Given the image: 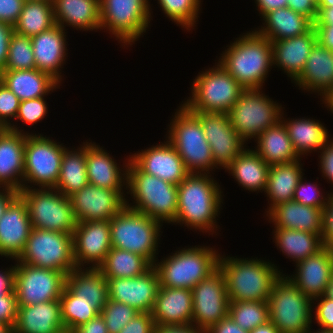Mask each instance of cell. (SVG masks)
I'll list each match as a JSON object with an SVG mask.
<instances>
[{
    "label": "cell",
    "instance_id": "obj_1",
    "mask_svg": "<svg viewBox=\"0 0 333 333\" xmlns=\"http://www.w3.org/2000/svg\"><path fill=\"white\" fill-rule=\"evenodd\" d=\"M215 179L212 174L190 173L177 185V217L172 225L198 230L203 235H218L221 228L217 218L223 210L225 189Z\"/></svg>",
    "mask_w": 333,
    "mask_h": 333
},
{
    "label": "cell",
    "instance_id": "obj_2",
    "mask_svg": "<svg viewBox=\"0 0 333 333\" xmlns=\"http://www.w3.org/2000/svg\"><path fill=\"white\" fill-rule=\"evenodd\" d=\"M226 47L217 62L244 89L263 88L273 68L271 41L251 29Z\"/></svg>",
    "mask_w": 333,
    "mask_h": 333
},
{
    "label": "cell",
    "instance_id": "obj_3",
    "mask_svg": "<svg viewBox=\"0 0 333 333\" xmlns=\"http://www.w3.org/2000/svg\"><path fill=\"white\" fill-rule=\"evenodd\" d=\"M265 259L226 256L221 252L218 267L225 278L229 301H268L274 282L284 271Z\"/></svg>",
    "mask_w": 333,
    "mask_h": 333
},
{
    "label": "cell",
    "instance_id": "obj_4",
    "mask_svg": "<svg viewBox=\"0 0 333 333\" xmlns=\"http://www.w3.org/2000/svg\"><path fill=\"white\" fill-rule=\"evenodd\" d=\"M126 194L127 207L162 224L170 225L177 217L178 186L142 172L131 160Z\"/></svg>",
    "mask_w": 333,
    "mask_h": 333
},
{
    "label": "cell",
    "instance_id": "obj_5",
    "mask_svg": "<svg viewBox=\"0 0 333 333\" xmlns=\"http://www.w3.org/2000/svg\"><path fill=\"white\" fill-rule=\"evenodd\" d=\"M220 254L215 245L178 247L174 253L157 259L153 267L158 273L160 286L192 290L218 268Z\"/></svg>",
    "mask_w": 333,
    "mask_h": 333
},
{
    "label": "cell",
    "instance_id": "obj_6",
    "mask_svg": "<svg viewBox=\"0 0 333 333\" xmlns=\"http://www.w3.org/2000/svg\"><path fill=\"white\" fill-rule=\"evenodd\" d=\"M179 105L164 138L176 149L189 173L213 174L220 168L214 163L201 121L182 103Z\"/></svg>",
    "mask_w": 333,
    "mask_h": 333
},
{
    "label": "cell",
    "instance_id": "obj_7",
    "mask_svg": "<svg viewBox=\"0 0 333 333\" xmlns=\"http://www.w3.org/2000/svg\"><path fill=\"white\" fill-rule=\"evenodd\" d=\"M215 60V65L198 72L190 95L182 104L190 112L228 113L244 88Z\"/></svg>",
    "mask_w": 333,
    "mask_h": 333
},
{
    "label": "cell",
    "instance_id": "obj_8",
    "mask_svg": "<svg viewBox=\"0 0 333 333\" xmlns=\"http://www.w3.org/2000/svg\"><path fill=\"white\" fill-rule=\"evenodd\" d=\"M163 225L126 206L110 219L111 245L140 254L153 265L158 259Z\"/></svg>",
    "mask_w": 333,
    "mask_h": 333
},
{
    "label": "cell",
    "instance_id": "obj_9",
    "mask_svg": "<svg viewBox=\"0 0 333 333\" xmlns=\"http://www.w3.org/2000/svg\"><path fill=\"white\" fill-rule=\"evenodd\" d=\"M151 0H100V31L107 32L123 49L132 47L151 27Z\"/></svg>",
    "mask_w": 333,
    "mask_h": 333
},
{
    "label": "cell",
    "instance_id": "obj_10",
    "mask_svg": "<svg viewBox=\"0 0 333 333\" xmlns=\"http://www.w3.org/2000/svg\"><path fill=\"white\" fill-rule=\"evenodd\" d=\"M281 274L271 289L268 299L269 321L280 333H306L312 323V299L304 295Z\"/></svg>",
    "mask_w": 333,
    "mask_h": 333
},
{
    "label": "cell",
    "instance_id": "obj_11",
    "mask_svg": "<svg viewBox=\"0 0 333 333\" xmlns=\"http://www.w3.org/2000/svg\"><path fill=\"white\" fill-rule=\"evenodd\" d=\"M263 90L245 89L228 112L231 126L247 144L276 125L285 109L282 103L274 101Z\"/></svg>",
    "mask_w": 333,
    "mask_h": 333
},
{
    "label": "cell",
    "instance_id": "obj_12",
    "mask_svg": "<svg viewBox=\"0 0 333 333\" xmlns=\"http://www.w3.org/2000/svg\"><path fill=\"white\" fill-rule=\"evenodd\" d=\"M19 196L26 203L32 228L73 234L77 221L69 197L55 188H24Z\"/></svg>",
    "mask_w": 333,
    "mask_h": 333
},
{
    "label": "cell",
    "instance_id": "obj_13",
    "mask_svg": "<svg viewBox=\"0 0 333 333\" xmlns=\"http://www.w3.org/2000/svg\"><path fill=\"white\" fill-rule=\"evenodd\" d=\"M67 148L50 135L27 134L23 189L54 188L59 179L63 153Z\"/></svg>",
    "mask_w": 333,
    "mask_h": 333
},
{
    "label": "cell",
    "instance_id": "obj_14",
    "mask_svg": "<svg viewBox=\"0 0 333 333\" xmlns=\"http://www.w3.org/2000/svg\"><path fill=\"white\" fill-rule=\"evenodd\" d=\"M17 260L31 266L71 272L76 264L72 234L32 228L24 251Z\"/></svg>",
    "mask_w": 333,
    "mask_h": 333
},
{
    "label": "cell",
    "instance_id": "obj_15",
    "mask_svg": "<svg viewBox=\"0 0 333 333\" xmlns=\"http://www.w3.org/2000/svg\"><path fill=\"white\" fill-rule=\"evenodd\" d=\"M66 283V274L39 268L15 259L14 292L18 306L59 300Z\"/></svg>",
    "mask_w": 333,
    "mask_h": 333
},
{
    "label": "cell",
    "instance_id": "obj_16",
    "mask_svg": "<svg viewBox=\"0 0 333 333\" xmlns=\"http://www.w3.org/2000/svg\"><path fill=\"white\" fill-rule=\"evenodd\" d=\"M192 326L207 331L228 316L229 297L226 282L219 267L193 287Z\"/></svg>",
    "mask_w": 333,
    "mask_h": 333
},
{
    "label": "cell",
    "instance_id": "obj_17",
    "mask_svg": "<svg viewBox=\"0 0 333 333\" xmlns=\"http://www.w3.org/2000/svg\"><path fill=\"white\" fill-rule=\"evenodd\" d=\"M192 113L201 121L214 163L224 170L247 147V143L231 126L228 113Z\"/></svg>",
    "mask_w": 333,
    "mask_h": 333
},
{
    "label": "cell",
    "instance_id": "obj_18",
    "mask_svg": "<svg viewBox=\"0 0 333 333\" xmlns=\"http://www.w3.org/2000/svg\"><path fill=\"white\" fill-rule=\"evenodd\" d=\"M72 236L76 267L98 268L112 248L110 220L77 222Z\"/></svg>",
    "mask_w": 333,
    "mask_h": 333
},
{
    "label": "cell",
    "instance_id": "obj_19",
    "mask_svg": "<svg viewBox=\"0 0 333 333\" xmlns=\"http://www.w3.org/2000/svg\"><path fill=\"white\" fill-rule=\"evenodd\" d=\"M69 198L77 222L110 220L126 207V198L117 190L90 183Z\"/></svg>",
    "mask_w": 333,
    "mask_h": 333
},
{
    "label": "cell",
    "instance_id": "obj_20",
    "mask_svg": "<svg viewBox=\"0 0 333 333\" xmlns=\"http://www.w3.org/2000/svg\"><path fill=\"white\" fill-rule=\"evenodd\" d=\"M130 160L142 171L178 185L190 173L176 149L165 138L164 142L130 152Z\"/></svg>",
    "mask_w": 333,
    "mask_h": 333
},
{
    "label": "cell",
    "instance_id": "obj_21",
    "mask_svg": "<svg viewBox=\"0 0 333 333\" xmlns=\"http://www.w3.org/2000/svg\"><path fill=\"white\" fill-rule=\"evenodd\" d=\"M129 162L130 155L126 159L124 157L123 164L119 165L121 162L118 163L110 152L105 150V147L96 144L94 141L92 142L90 139L86 140V170L90 184L117 190L126 198Z\"/></svg>",
    "mask_w": 333,
    "mask_h": 333
},
{
    "label": "cell",
    "instance_id": "obj_22",
    "mask_svg": "<svg viewBox=\"0 0 333 333\" xmlns=\"http://www.w3.org/2000/svg\"><path fill=\"white\" fill-rule=\"evenodd\" d=\"M109 299L127 304L140 313H151L160 287L156 269L152 266L134 278H106Z\"/></svg>",
    "mask_w": 333,
    "mask_h": 333
},
{
    "label": "cell",
    "instance_id": "obj_23",
    "mask_svg": "<svg viewBox=\"0 0 333 333\" xmlns=\"http://www.w3.org/2000/svg\"><path fill=\"white\" fill-rule=\"evenodd\" d=\"M67 30L55 24L52 28L31 37L36 68L48 73L60 85L68 57ZM63 74V75H62Z\"/></svg>",
    "mask_w": 333,
    "mask_h": 333
},
{
    "label": "cell",
    "instance_id": "obj_24",
    "mask_svg": "<svg viewBox=\"0 0 333 333\" xmlns=\"http://www.w3.org/2000/svg\"><path fill=\"white\" fill-rule=\"evenodd\" d=\"M295 270L286 276L312 300L325 295L333 274V247L325 246L313 256L295 264Z\"/></svg>",
    "mask_w": 333,
    "mask_h": 333
},
{
    "label": "cell",
    "instance_id": "obj_25",
    "mask_svg": "<svg viewBox=\"0 0 333 333\" xmlns=\"http://www.w3.org/2000/svg\"><path fill=\"white\" fill-rule=\"evenodd\" d=\"M31 230L26 203L18 196L0 217V257L17 259L25 249Z\"/></svg>",
    "mask_w": 333,
    "mask_h": 333
},
{
    "label": "cell",
    "instance_id": "obj_26",
    "mask_svg": "<svg viewBox=\"0 0 333 333\" xmlns=\"http://www.w3.org/2000/svg\"><path fill=\"white\" fill-rule=\"evenodd\" d=\"M292 83L304 94H315L322 102L333 92V51L316 42L304 69Z\"/></svg>",
    "mask_w": 333,
    "mask_h": 333
},
{
    "label": "cell",
    "instance_id": "obj_27",
    "mask_svg": "<svg viewBox=\"0 0 333 333\" xmlns=\"http://www.w3.org/2000/svg\"><path fill=\"white\" fill-rule=\"evenodd\" d=\"M192 303L190 289L160 286L151 312L155 325L191 326Z\"/></svg>",
    "mask_w": 333,
    "mask_h": 333
},
{
    "label": "cell",
    "instance_id": "obj_28",
    "mask_svg": "<svg viewBox=\"0 0 333 333\" xmlns=\"http://www.w3.org/2000/svg\"><path fill=\"white\" fill-rule=\"evenodd\" d=\"M316 42L317 33L314 26L302 35L271 41L273 68L282 70L292 83L304 69Z\"/></svg>",
    "mask_w": 333,
    "mask_h": 333
},
{
    "label": "cell",
    "instance_id": "obj_29",
    "mask_svg": "<svg viewBox=\"0 0 333 333\" xmlns=\"http://www.w3.org/2000/svg\"><path fill=\"white\" fill-rule=\"evenodd\" d=\"M26 134L0 128V187L23 189Z\"/></svg>",
    "mask_w": 333,
    "mask_h": 333
},
{
    "label": "cell",
    "instance_id": "obj_30",
    "mask_svg": "<svg viewBox=\"0 0 333 333\" xmlns=\"http://www.w3.org/2000/svg\"><path fill=\"white\" fill-rule=\"evenodd\" d=\"M66 331L59 300L18 306L13 333H62Z\"/></svg>",
    "mask_w": 333,
    "mask_h": 333
},
{
    "label": "cell",
    "instance_id": "obj_31",
    "mask_svg": "<svg viewBox=\"0 0 333 333\" xmlns=\"http://www.w3.org/2000/svg\"><path fill=\"white\" fill-rule=\"evenodd\" d=\"M324 209L313 208L294 200L274 206L266 215L273 227L296 229L313 234H322Z\"/></svg>",
    "mask_w": 333,
    "mask_h": 333
},
{
    "label": "cell",
    "instance_id": "obj_32",
    "mask_svg": "<svg viewBox=\"0 0 333 333\" xmlns=\"http://www.w3.org/2000/svg\"><path fill=\"white\" fill-rule=\"evenodd\" d=\"M55 24L82 32L100 30V0H53Z\"/></svg>",
    "mask_w": 333,
    "mask_h": 333
},
{
    "label": "cell",
    "instance_id": "obj_33",
    "mask_svg": "<svg viewBox=\"0 0 333 333\" xmlns=\"http://www.w3.org/2000/svg\"><path fill=\"white\" fill-rule=\"evenodd\" d=\"M0 82L10 89L20 101L47 97L60 89V85L48 73L35 69L4 70Z\"/></svg>",
    "mask_w": 333,
    "mask_h": 333
},
{
    "label": "cell",
    "instance_id": "obj_34",
    "mask_svg": "<svg viewBox=\"0 0 333 333\" xmlns=\"http://www.w3.org/2000/svg\"><path fill=\"white\" fill-rule=\"evenodd\" d=\"M282 111L281 121L288 131L289 138L300 158L309 156L312 152H319L331 138L330 131L320 120L312 117L286 118Z\"/></svg>",
    "mask_w": 333,
    "mask_h": 333
},
{
    "label": "cell",
    "instance_id": "obj_35",
    "mask_svg": "<svg viewBox=\"0 0 333 333\" xmlns=\"http://www.w3.org/2000/svg\"><path fill=\"white\" fill-rule=\"evenodd\" d=\"M301 159L290 163L270 165L264 193L268 205L264 216L276 205L292 201L298 182L304 176L305 169Z\"/></svg>",
    "mask_w": 333,
    "mask_h": 333
},
{
    "label": "cell",
    "instance_id": "obj_36",
    "mask_svg": "<svg viewBox=\"0 0 333 333\" xmlns=\"http://www.w3.org/2000/svg\"><path fill=\"white\" fill-rule=\"evenodd\" d=\"M270 165L247 146L226 168L225 172L249 192L264 193Z\"/></svg>",
    "mask_w": 333,
    "mask_h": 333
},
{
    "label": "cell",
    "instance_id": "obj_37",
    "mask_svg": "<svg viewBox=\"0 0 333 333\" xmlns=\"http://www.w3.org/2000/svg\"><path fill=\"white\" fill-rule=\"evenodd\" d=\"M261 20V27L257 26L254 30L270 41L302 35L314 26L309 18L288 7L270 11Z\"/></svg>",
    "mask_w": 333,
    "mask_h": 333
},
{
    "label": "cell",
    "instance_id": "obj_38",
    "mask_svg": "<svg viewBox=\"0 0 333 333\" xmlns=\"http://www.w3.org/2000/svg\"><path fill=\"white\" fill-rule=\"evenodd\" d=\"M253 141L256 145L252 149L269 165L290 163L301 159L281 120L259 134Z\"/></svg>",
    "mask_w": 333,
    "mask_h": 333
},
{
    "label": "cell",
    "instance_id": "obj_39",
    "mask_svg": "<svg viewBox=\"0 0 333 333\" xmlns=\"http://www.w3.org/2000/svg\"><path fill=\"white\" fill-rule=\"evenodd\" d=\"M272 239L283 256H286L295 265L309 256L322 250L325 245L321 234H313L296 229L274 227Z\"/></svg>",
    "mask_w": 333,
    "mask_h": 333
},
{
    "label": "cell",
    "instance_id": "obj_40",
    "mask_svg": "<svg viewBox=\"0 0 333 333\" xmlns=\"http://www.w3.org/2000/svg\"><path fill=\"white\" fill-rule=\"evenodd\" d=\"M65 286L78 300L85 302H108L107 279L99 268L75 267L66 275Z\"/></svg>",
    "mask_w": 333,
    "mask_h": 333
},
{
    "label": "cell",
    "instance_id": "obj_41",
    "mask_svg": "<svg viewBox=\"0 0 333 333\" xmlns=\"http://www.w3.org/2000/svg\"><path fill=\"white\" fill-rule=\"evenodd\" d=\"M88 183L85 140L77 148L70 146L64 151L59 179L54 188L69 197Z\"/></svg>",
    "mask_w": 333,
    "mask_h": 333
},
{
    "label": "cell",
    "instance_id": "obj_42",
    "mask_svg": "<svg viewBox=\"0 0 333 333\" xmlns=\"http://www.w3.org/2000/svg\"><path fill=\"white\" fill-rule=\"evenodd\" d=\"M152 266L140 254L112 247L98 268L105 278H134L143 275Z\"/></svg>",
    "mask_w": 333,
    "mask_h": 333
},
{
    "label": "cell",
    "instance_id": "obj_43",
    "mask_svg": "<svg viewBox=\"0 0 333 333\" xmlns=\"http://www.w3.org/2000/svg\"><path fill=\"white\" fill-rule=\"evenodd\" d=\"M55 25L53 5L47 1H25L14 32L32 37Z\"/></svg>",
    "mask_w": 333,
    "mask_h": 333
},
{
    "label": "cell",
    "instance_id": "obj_44",
    "mask_svg": "<svg viewBox=\"0 0 333 333\" xmlns=\"http://www.w3.org/2000/svg\"><path fill=\"white\" fill-rule=\"evenodd\" d=\"M61 317L65 330L72 332L78 326L87 323L102 311L107 302H85L78 300L66 286L59 299Z\"/></svg>",
    "mask_w": 333,
    "mask_h": 333
},
{
    "label": "cell",
    "instance_id": "obj_45",
    "mask_svg": "<svg viewBox=\"0 0 333 333\" xmlns=\"http://www.w3.org/2000/svg\"><path fill=\"white\" fill-rule=\"evenodd\" d=\"M160 10L170 21L190 32L196 29L202 11V0H156Z\"/></svg>",
    "mask_w": 333,
    "mask_h": 333
},
{
    "label": "cell",
    "instance_id": "obj_46",
    "mask_svg": "<svg viewBox=\"0 0 333 333\" xmlns=\"http://www.w3.org/2000/svg\"><path fill=\"white\" fill-rule=\"evenodd\" d=\"M228 315L243 330L251 331L269 321L267 301H230Z\"/></svg>",
    "mask_w": 333,
    "mask_h": 333
},
{
    "label": "cell",
    "instance_id": "obj_47",
    "mask_svg": "<svg viewBox=\"0 0 333 333\" xmlns=\"http://www.w3.org/2000/svg\"><path fill=\"white\" fill-rule=\"evenodd\" d=\"M35 57L31 37L12 34L9 41L8 58L4 70L35 69Z\"/></svg>",
    "mask_w": 333,
    "mask_h": 333
},
{
    "label": "cell",
    "instance_id": "obj_48",
    "mask_svg": "<svg viewBox=\"0 0 333 333\" xmlns=\"http://www.w3.org/2000/svg\"><path fill=\"white\" fill-rule=\"evenodd\" d=\"M46 97H40L36 99L24 100L20 102V106L18 108L17 115L15 120L7 127L8 129L20 132L23 134H43V133H35L24 130L23 126L17 124V122H23V124H28V126L37 125L38 122L44 120L46 114H48V103L45 100ZM17 121V122H15ZM16 123V124H15ZM23 127V129L21 128Z\"/></svg>",
    "mask_w": 333,
    "mask_h": 333
},
{
    "label": "cell",
    "instance_id": "obj_49",
    "mask_svg": "<svg viewBox=\"0 0 333 333\" xmlns=\"http://www.w3.org/2000/svg\"><path fill=\"white\" fill-rule=\"evenodd\" d=\"M319 186L321 184L318 182H308L305 175L302 176L295 189L293 200L306 206L324 209L333 193L331 191L325 193L324 189Z\"/></svg>",
    "mask_w": 333,
    "mask_h": 333
},
{
    "label": "cell",
    "instance_id": "obj_50",
    "mask_svg": "<svg viewBox=\"0 0 333 333\" xmlns=\"http://www.w3.org/2000/svg\"><path fill=\"white\" fill-rule=\"evenodd\" d=\"M138 313L135 308L109 299L100 312L109 333H118Z\"/></svg>",
    "mask_w": 333,
    "mask_h": 333
},
{
    "label": "cell",
    "instance_id": "obj_51",
    "mask_svg": "<svg viewBox=\"0 0 333 333\" xmlns=\"http://www.w3.org/2000/svg\"><path fill=\"white\" fill-rule=\"evenodd\" d=\"M312 323H317L318 329L333 331V299L323 295L312 300Z\"/></svg>",
    "mask_w": 333,
    "mask_h": 333
},
{
    "label": "cell",
    "instance_id": "obj_52",
    "mask_svg": "<svg viewBox=\"0 0 333 333\" xmlns=\"http://www.w3.org/2000/svg\"><path fill=\"white\" fill-rule=\"evenodd\" d=\"M20 99L0 82V128H7L18 112Z\"/></svg>",
    "mask_w": 333,
    "mask_h": 333
},
{
    "label": "cell",
    "instance_id": "obj_53",
    "mask_svg": "<svg viewBox=\"0 0 333 333\" xmlns=\"http://www.w3.org/2000/svg\"><path fill=\"white\" fill-rule=\"evenodd\" d=\"M320 153V154H319ZM318 154V167H320L321 177L331 184L333 188V137L329 139ZM331 193H333V189Z\"/></svg>",
    "mask_w": 333,
    "mask_h": 333
},
{
    "label": "cell",
    "instance_id": "obj_54",
    "mask_svg": "<svg viewBox=\"0 0 333 333\" xmlns=\"http://www.w3.org/2000/svg\"><path fill=\"white\" fill-rule=\"evenodd\" d=\"M155 327L151 313H138L118 333H154Z\"/></svg>",
    "mask_w": 333,
    "mask_h": 333
},
{
    "label": "cell",
    "instance_id": "obj_55",
    "mask_svg": "<svg viewBox=\"0 0 333 333\" xmlns=\"http://www.w3.org/2000/svg\"><path fill=\"white\" fill-rule=\"evenodd\" d=\"M18 311L17 297L15 293H8L0 297V323L13 328Z\"/></svg>",
    "mask_w": 333,
    "mask_h": 333
},
{
    "label": "cell",
    "instance_id": "obj_56",
    "mask_svg": "<svg viewBox=\"0 0 333 333\" xmlns=\"http://www.w3.org/2000/svg\"><path fill=\"white\" fill-rule=\"evenodd\" d=\"M25 0H0V21L14 26L20 16Z\"/></svg>",
    "mask_w": 333,
    "mask_h": 333
},
{
    "label": "cell",
    "instance_id": "obj_57",
    "mask_svg": "<svg viewBox=\"0 0 333 333\" xmlns=\"http://www.w3.org/2000/svg\"><path fill=\"white\" fill-rule=\"evenodd\" d=\"M321 236L325 246L333 247V194L324 208Z\"/></svg>",
    "mask_w": 333,
    "mask_h": 333
},
{
    "label": "cell",
    "instance_id": "obj_58",
    "mask_svg": "<svg viewBox=\"0 0 333 333\" xmlns=\"http://www.w3.org/2000/svg\"><path fill=\"white\" fill-rule=\"evenodd\" d=\"M13 33L14 26L0 21V72L4 71L7 62L9 41Z\"/></svg>",
    "mask_w": 333,
    "mask_h": 333
},
{
    "label": "cell",
    "instance_id": "obj_59",
    "mask_svg": "<svg viewBox=\"0 0 333 333\" xmlns=\"http://www.w3.org/2000/svg\"><path fill=\"white\" fill-rule=\"evenodd\" d=\"M288 8L309 18L313 23L317 17V3L314 0H288Z\"/></svg>",
    "mask_w": 333,
    "mask_h": 333
},
{
    "label": "cell",
    "instance_id": "obj_60",
    "mask_svg": "<svg viewBox=\"0 0 333 333\" xmlns=\"http://www.w3.org/2000/svg\"><path fill=\"white\" fill-rule=\"evenodd\" d=\"M14 265H10L5 269L0 268V297L8 293L14 292V278H15V259Z\"/></svg>",
    "mask_w": 333,
    "mask_h": 333
},
{
    "label": "cell",
    "instance_id": "obj_61",
    "mask_svg": "<svg viewBox=\"0 0 333 333\" xmlns=\"http://www.w3.org/2000/svg\"><path fill=\"white\" fill-rule=\"evenodd\" d=\"M72 333H109L101 314L75 328Z\"/></svg>",
    "mask_w": 333,
    "mask_h": 333
},
{
    "label": "cell",
    "instance_id": "obj_62",
    "mask_svg": "<svg viewBox=\"0 0 333 333\" xmlns=\"http://www.w3.org/2000/svg\"><path fill=\"white\" fill-rule=\"evenodd\" d=\"M207 333H249V331L240 328L228 315L226 318L221 319L218 323L212 325Z\"/></svg>",
    "mask_w": 333,
    "mask_h": 333
},
{
    "label": "cell",
    "instance_id": "obj_63",
    "mask_svg": "<svg viewBox=\"0 0 333 333\" xmlns=\"http://www.w3.org/2000/svg\"><path fill=\"white\" fill-rule=\"evenodd\" d=\"M256 10L260 18L266 13L277 10L279 8H285L288 5V0H254Z\"/></svg>",
    "mask_w": 333,
    "mask_h": 333
},
{
    "label": "cell",
    "instance_id": "obj_64",
    "mask_svg": "<svg viewBox=\"0 0 333 333\" xmlns=\"http://www.w3.org/2000/svg\"><path fill=\"white\" fill-rule=\"evenodd\" d=\"M317 33V42L333 51V25H314Z\"/></svg>",
    "mask_w": 333,
    "mask_h": 333
},
{
    "label": "cell",
    "instance_id": "obj_65",
    "mask_svg": "<svg viewBox=\"0 0 333 333\" xmlns=\"http://www.w3.org/2000/svg\"><path fill=\"white\" fill-rule=\"evenodd\" d=\"M18 196L19 192L17 190L8 187H0V217Z\"/></svg>",
    "mask_w": 333,
    "mask_h": 333
},
{
    "label": "cell",
    "instance_id": "obj_66",
    "mask_svg": "<svg viewBox=\"0 0 333 333\" xmlns=\"http://www.w3.org/2000/svg\"><path fill=\"white\" fill-rule=\"evenodd\" d=\"M154 333H207L203 329L191 326H156Z\"/></svg>",
    "mask_w": 333,
    "mask_h": 333
},
{
    "label": "cell",
    "instance_id": "obj_67",
    "mask_svg": "<svg viewBox=\"0 0 333 333\" xmlns=\"http://www.w3.org/2000/svg\"><path fill=\"white\" fill-rule=\"evenodd\" d=\"M314 25H333V7L317 8Z\"/></svg>",
    "mask_w": 333,
    "mask_h": 333
},
{
    "label": "cell",
    "instance_id": "obj_68",
    "mask_svg": "<svg viewBox=\"0 0 333 333\" xmlns=\"http://www.w3.org/2000/svg\"><path fill=\"white\" fill-rule=\"evenodd\" d=\"M249 333H280V332L271 321H268L267 323L259 325L253 330L249 331Z\"/></svg>",
    "mask_w": 333,
    "mask_h": 333
},
{
    "label": "cell",
    "instance_id": "obj_69",
    "mask_svg": "<svg viewBox=\"0 0 333 333\" xmlns=\"http://www.w3.org/2000/svg\"><path fill=\"white\" fill-rule=\"evenodd\" d=\"M321 104H324V108H327V110L333 114V92H331Z\"/></svg>",
    "mask_w": 333,
    "mask_h": 333
},
{
    "label": "cell",
    "instance_id": "obj_70",
    "mask_svg": "<svg viewBox=\"0 0 333 333\" xmlns=\"http://www.w3.org/2000/svg\"><path fill=\"white\" fill-rule=\"evenodd\" d=\"M325 296L328 297L329 299H333V274H332L331 280L328 284Z\"/></svg>",
    "mask_w": 333,
    "mask_h": 333
},
{
    "label": "cell",
    "instance_id": "obj_71",
    "mask_svg": "<svg viewBox=\"0 0 333 333\" xmlns=\"http://www.w3.org/2000/svg\"><path fill=\"white\" fill-rule=\"evenodd\" d=\"M333 7V0H320L317 3V8Z\"/></svg>",
    "mask_w": 333,
    "mask_h": 333
},
{
    "label": "cell",
    "instance_id": "obj_72",
    "mask_svg": "<svg viewBox=\"0 0 333 333\" xmlns=\"http://www.w3.org/2000/svg\"><path fill=\"white\" fill-rule=\"evenodd\" d=\"M0 333H13V328L6 324L0 323Z\"/></svg>",
    "mask_w": 333,
    "mask_h": 333
},
{
    "label": "cell",
    "instance_id": "obj_73",
    "mask_svg": "<svg viewBox=\"0 0 333 333\" xmlns=\"http://www.w3.org/2000/svg\"><path fill=\"white\" fill-rule=\"evenodd\" d=\"M306 333H333V331H325L321 329H313L312 327Z\"/></svg>",
    "mask_w": 333,
    "mask_h": 333
},
{
    "label": "cell",
    "instance_id": "obj_74",
    "mask_svg": "<svg viewBox=\"0 0 333 333\" xmlns=\"http://www.w3.org/2000/svg\"><path fill=\"white\" fill-rule=\"evenodd\" d=\"M25 1H47V2H50V3L53 2V0H25Z\"/></svg>",
    "mask_w": 333,
    "mask_h": 333
}]
</instances>
